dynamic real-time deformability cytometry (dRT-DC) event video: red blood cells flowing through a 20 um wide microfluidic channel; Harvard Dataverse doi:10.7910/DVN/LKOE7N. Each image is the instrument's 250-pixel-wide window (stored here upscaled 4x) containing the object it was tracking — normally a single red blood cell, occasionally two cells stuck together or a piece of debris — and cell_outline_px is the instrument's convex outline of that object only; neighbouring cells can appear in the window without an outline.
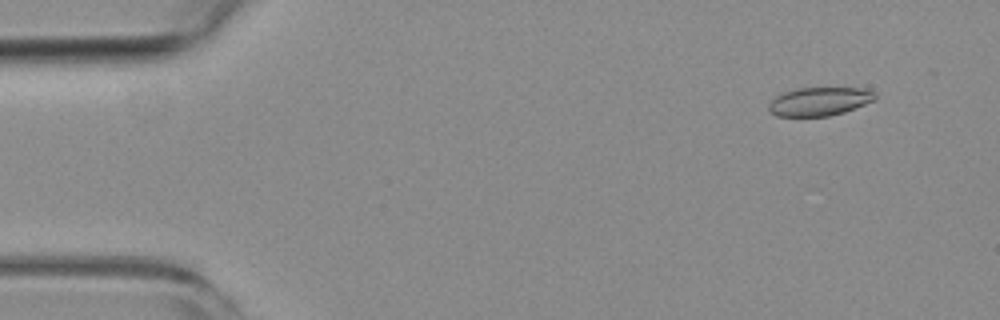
{"species": "common noctule bat (a hibernating species)", "species_latin": "Nyctalus noctula", "temperature_condition": "room temperature", "stored_images_in_passage": 53, "camera_frame_rate_fps": 3000, "um_per_image_px": 0.085, "animal": {"sex": "female", "body_mass_g": 19.3, "forearm_length_mm": 54.1}, "frame": {"image": 1, "passage_image": 4, "time_ms": 1.0, "image_size_px": [1000, 320], "cell_outline_px": [[876, 100], [844, 112], [828, 116], [776, 116], [768, 108], [768, 104], [776, 96], [784, 92], [796, 88], [864, 88], [876, 92]], "centroid_in_image_um": [69.68, 8.62], "position_along_channel_um": 15.3, "area_um2": 17.69}}
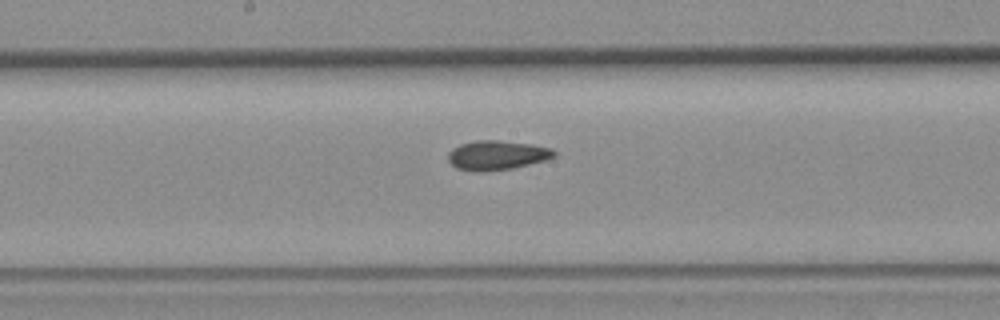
{"frame": {"image": 2, "passage_image": 27, "time_ms": 8.667, "image_size_px": [1000, 320], "cell_outline_px": [[556, 156], [544, 160], [512, 168], [480, 172], [476, 172], [456, 168], [448, 160], [448, 152], [452, 148], [460, 144], [476, 140], [500, 140], [532, 144], [552, 148], [556, 152]], "centroid_in_image_um": [42.22, 13.18], "position_along_channel_um": 206.0, "area_um2": 18.21}}
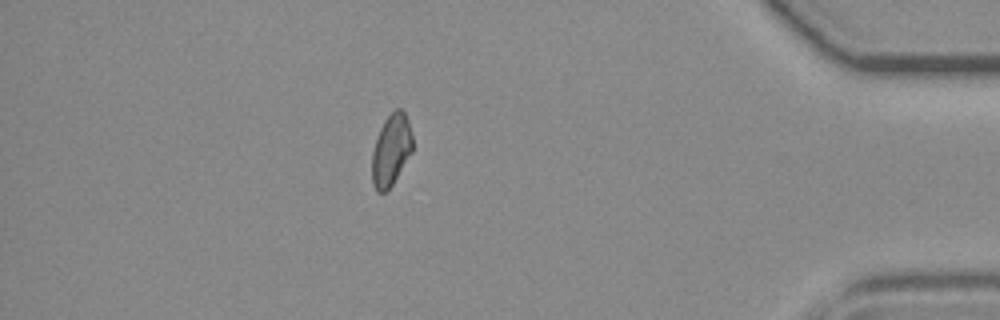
{"frame": {"image": 3, "passage_image": 46, "time_ms": 15.0, "image_size_px": [1000, 320], "cell_outline_px": [[412, 152], [392, 184], [384, 192], [376, 192], [372, 184], [372, 152], [380, 128], [384, 120], [396, 108], [400, 108], [404, 112], [408, 120], [412, 136]], "centroid_in_image_um": [33.23, 12.75], "position_along_channel_um": 402.0, "area_um2": 16.76}, "authors_computed_cell_mechanics": {"area_um2": 17.918, "velocity_mm_per_s": 3.8385, "shape_relaxation_time_tau1_ms": null, "shape_relaxation_time_tau2_ms": 3.4782, "deformation_change_tau1": null, "deformation_change_tau2": 0.0996}}